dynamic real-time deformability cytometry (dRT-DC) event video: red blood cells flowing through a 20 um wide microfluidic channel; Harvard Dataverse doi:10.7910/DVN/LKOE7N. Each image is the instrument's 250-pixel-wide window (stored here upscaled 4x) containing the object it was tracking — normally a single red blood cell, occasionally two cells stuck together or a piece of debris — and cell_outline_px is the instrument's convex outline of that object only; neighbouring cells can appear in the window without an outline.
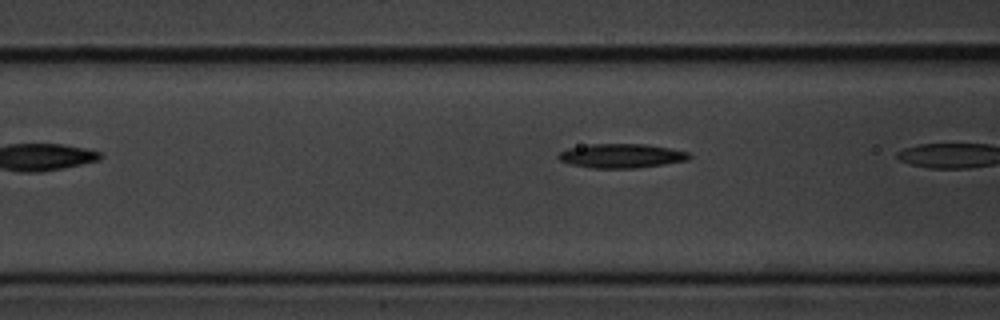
{"species": "common noctule bat (a hibernating species)", "species_latin": "Nyctalus noctula", "temperature_condition": "cold", "stored_images_in_passage": 8, "segment_of_instrument_passage": [2, 2], "camera_frame_rate_fps": 3000, "um_per_image_px": 0.085, "animal": {"sex": "male", "body_mass_g": 20.1, "forearm_length_mm": 53.5}, "frame": {"image": 1, "passage_image": 8, "time_ms": 2.333, "image_size_px": [1000, 320], "cell_outline_px": [[692, 156], [688, 160], [664, 164], [636, 168], [592, 168], [572, 164], [560, 160], [556, 156], [560, 152], [568, 148], [588, 144], [648, 144], [672, 148], [688, 152]], "centroid_in_image_um": [52.85, 13.24], "position_along_channel_um": 113.8, "area_um2": 18.5}}